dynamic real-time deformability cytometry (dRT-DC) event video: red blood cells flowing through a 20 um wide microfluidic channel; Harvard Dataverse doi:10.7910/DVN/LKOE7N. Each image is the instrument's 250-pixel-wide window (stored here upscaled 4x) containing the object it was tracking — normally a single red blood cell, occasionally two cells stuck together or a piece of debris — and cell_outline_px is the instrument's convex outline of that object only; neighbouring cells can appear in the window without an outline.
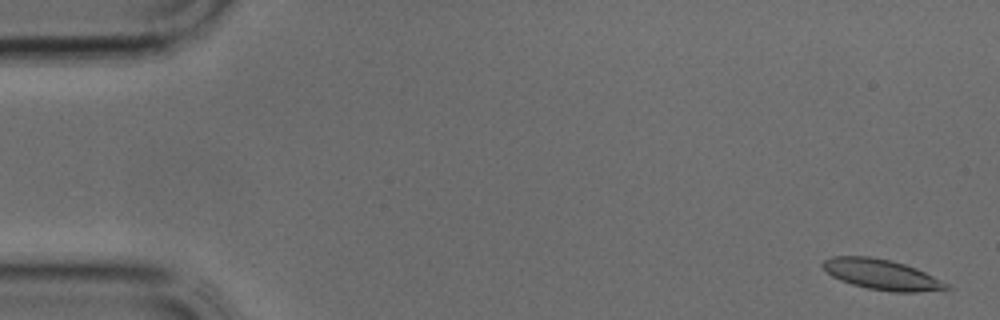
{"species": "common noctule bat (a hibernating species)", "species_latin": "Nyctalus noctula", "temperature_condition": "cold", "stored_images_in_passage": 39, "segment_of_instrument_passage": [1, 2], "camera_frame_rate_fps": 3000, "um_per_image_px": 0.085, "animal": {"sex": "male", "body_mass_g": 17.9, "forearm_length_mm": 54.2}, "frame": {"image": 1, "passage_image": 1, "time_ms": 0.0, "image_size_px": [1000, 320], "cell_outline_px": [[956, 288], [916, 292], [892, 292], [868, 288], [852, 284], [840, 280], [832, 276], [820, 264], [824, 260], [832, 256], [872, 256], [892, 260], [916, 268]], "centroid_in_image_um": [74.94, 23.33], "position_along_channel_um": 10.1, "area_um2": 21.85}}
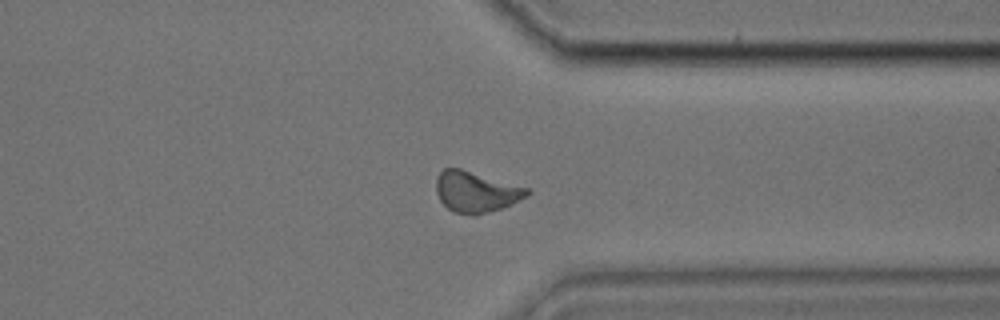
{"frame": {"image": 2, "passage_image": 29, "time_ms": 9.333, "image_size_px": [1000, 320], "cell_outline_px": [[532, 192], [528, 196], [504, 208], [476, 216], [472, 216], [452, 212], [440, 200], [436, 192], [436, 176], [444, 168], [460, 168], [528, 188]], "centroid_in_image_um": [40.46, 16.33], "position_along_channel_um": 370.9, "area_um2": 21.91}}
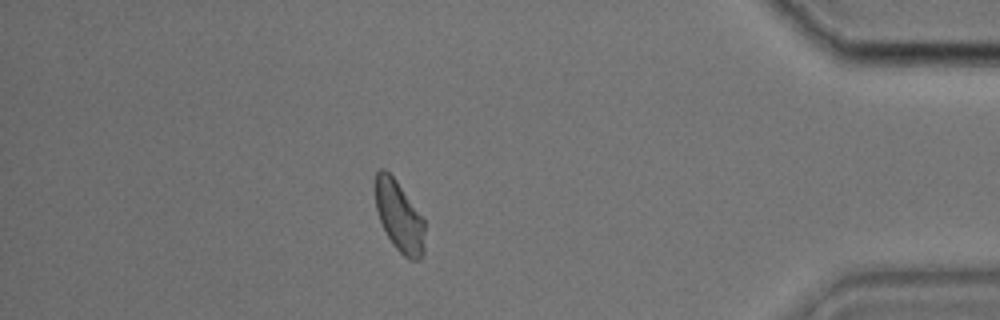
{"frame": {"image": 3, "passage_image": 33, "time_ms": 10.667, "image_size_px": [1000, 320], "cell_outline_px": [[424, 252], [420, 260], [408, 260], [392, 244], [380, 220], [376, 208], [376, 172], [380, 168], [384, 168], [396, 180], [424, 220]], "centroid_in_image_um": [33.95, 18.43], "position_along_channel_um": 401.3, "area_um2": 20.06}}